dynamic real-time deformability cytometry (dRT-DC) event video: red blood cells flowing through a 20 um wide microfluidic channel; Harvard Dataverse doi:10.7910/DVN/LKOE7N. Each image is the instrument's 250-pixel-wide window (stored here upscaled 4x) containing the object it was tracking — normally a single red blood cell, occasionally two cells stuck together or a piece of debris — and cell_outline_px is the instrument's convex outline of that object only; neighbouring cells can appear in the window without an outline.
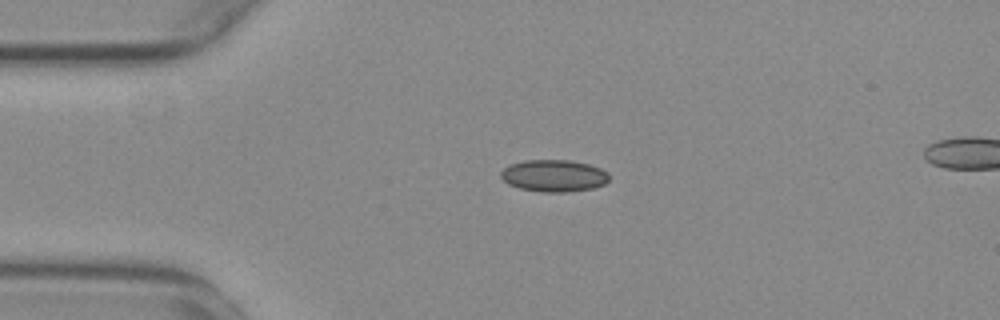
{"species": "common noctule bat (a hibernating species)", "species_latin": "Nyctalus noctula", "temperature_condition": "warm", "stored_images_in_passage": 43, "camera_frame_rate_fps": 3000, "um_per_image_px": 0.085, "animal": {"sex": "female", "body_mass_g": 29.2, "forearm_length_mm": 56.3}, "frame": {"image": 1, "passage_image": 1, "time_ms": 0.0, "image_size_px": [1000, 320], "cell_outline_px": [[608, 180], [604, 184], [592, 188], [568, 192], [540, 192], [520, 188], [508, 184], [500, 176], [500, 172], [504, 168], [512, 164], [524, 160], [568, 160], [588, 164], [600, 168], [608, 172]], "centroid_in_image_um": [47.07, 14.94], "position_along_channel_um": 37.9, "area_um2": 20.11}}
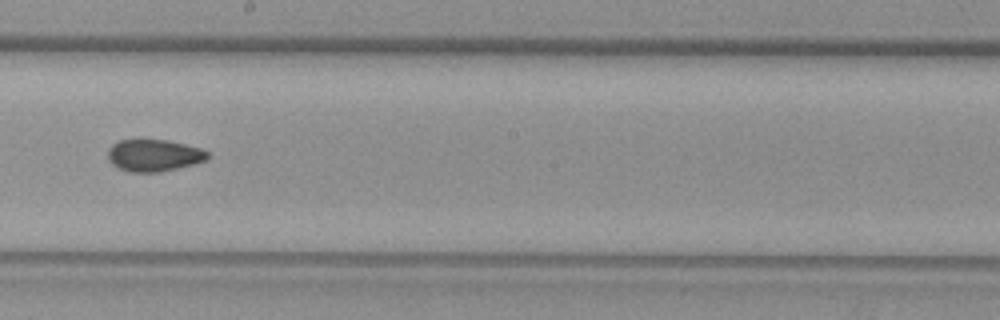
{"frame": {"image": 2, "passage_image": 19, "time_ms": 6.0, "image_size_px": [1000, 320], "cell_outline_px": [[208, 160], [196, 164], [160, 172], [128, 172], [116, 168], [108, 160], [108, 148], [112, 144], [120, 140], [136, 136], [140, 136], [168, 140], [204, 148], [208, 152]], "centroid_in_image_um": [13.06, 13.16], "position_along_channel_um": 235.1, "area_um2": 19.71}}
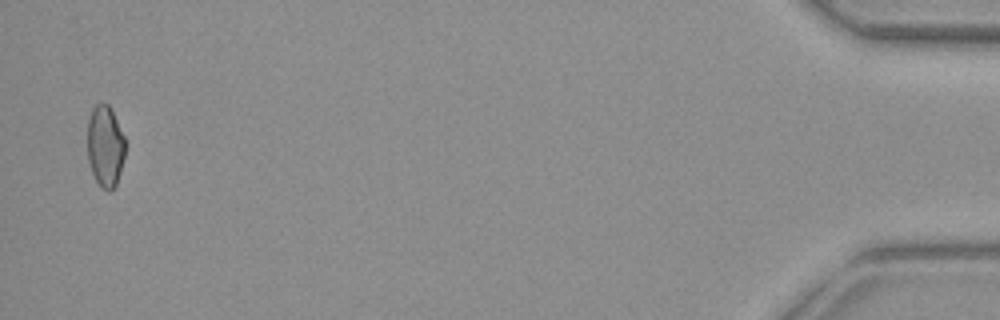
{"frame": {"image": 3, "passage_image": 42, "time_ms": 13.667, "image_size_px": [1000, 320], "cell_outline_px": [[124, 156], [116, 184], [108, 192], [100, 188], [92, 172], [88, 160], [88, 120], [92, 108], [96, 104], [108, 104], [124, 136]], "centroid_in_image_um": [8.92, 12.44], "position_along_channel_um": 426.3, "area_um2": 17.63}}